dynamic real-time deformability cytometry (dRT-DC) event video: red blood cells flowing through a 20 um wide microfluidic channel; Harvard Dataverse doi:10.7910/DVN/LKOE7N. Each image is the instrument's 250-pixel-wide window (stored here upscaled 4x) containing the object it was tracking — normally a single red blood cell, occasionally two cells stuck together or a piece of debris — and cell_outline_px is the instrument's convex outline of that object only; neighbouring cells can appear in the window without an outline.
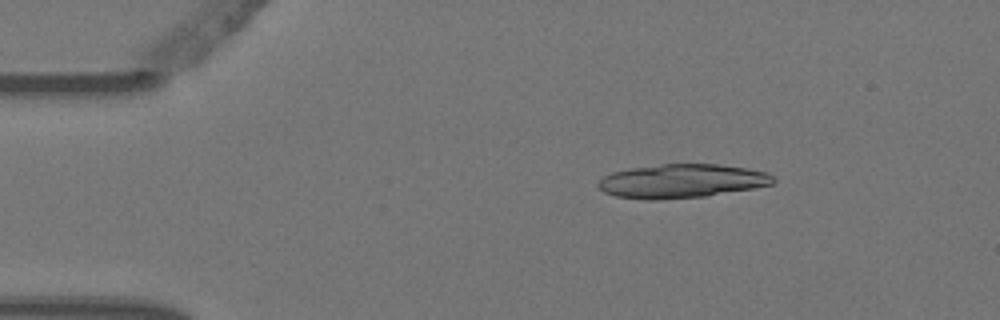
{"species": "Egyptian fruit bat (a non-hibernating species)", "species_latin": "Rousettus aegyptiacus", "temperature_condition": "warm", "stored_images_in_passage": 5, "camera_frame_rate_fps": 3000, "um_per_image_px": 0.085, "animal": {"sex": "female"}, "frame": {"image": 1, "passage_image": 2, "time_ms": 0.333, "image_size_px": [1000, 320], "cell_outline_px": [[776, 180], [772, 184], [752, 188], [704, 196], [660, 200], [644, 200], [616, 196], [604, 192], [596, 184], [604, 176], [612, 172], [632, 168], [664, 164], [716, 164], [748, 168], [768, 172]], "centroid_in_image_um": [57.94, 15.39], "position_along_channel_um": 27.1, "area_um2": 34.39}}